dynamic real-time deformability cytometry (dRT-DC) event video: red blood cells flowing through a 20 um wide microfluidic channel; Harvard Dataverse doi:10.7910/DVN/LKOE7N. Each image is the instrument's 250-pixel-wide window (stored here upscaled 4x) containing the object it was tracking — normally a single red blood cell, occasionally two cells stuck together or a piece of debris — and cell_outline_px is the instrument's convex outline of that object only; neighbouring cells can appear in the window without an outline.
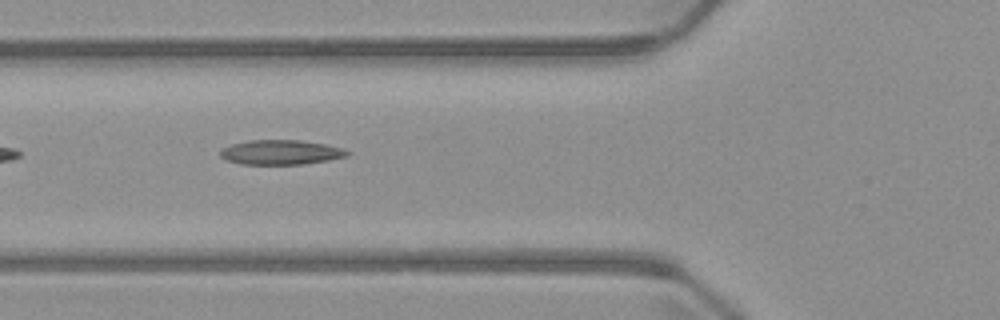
{"species": "common noctule bat (a hibernating species)", "species_latin": "Nyctalus noctula", "temperature_condition": "warm", "stored_images_in_passage": 7, "camera_frame_rate_fps": 3000, "um_per_image_px": 0.085, "animal": {"sex": "male", "body_mass_g": 23.1, "forearm_length_mm": 52.7}, "frame": {"image": 1, "passage_image": 5, "time_ms": 6.0, "image_size_px": [1000, 320], "cell_outline_px": [[352, 152], [348, 156], [328, 160], [304, 164], [240, 164], [228, 160], [220, 156], [220, 152], [224, 148], [232, 144], [248, 140], [300, 140], [324, 144], [340, 148]], "centroid_in_image_um": [23.88, 12.94], "position_along_channel_um": 101.9, "area_um2": 18.09}}
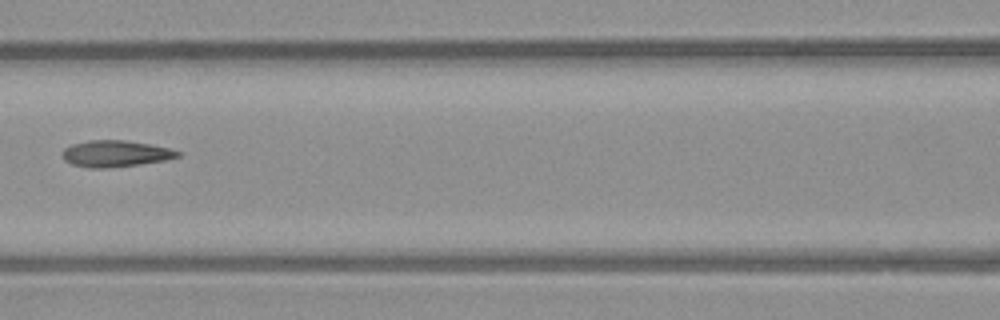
{"frame": {"image": 2, "passage_image": 6, "time_ms": 7.333, "image_size_px": [1000, 320], "cell_outline_px": [[180, 156], [164, 160], [108, 168], [88, 168], [72, 164], [64, 160], [60, 152], [64, 148], [72, 144], [88, 140], [124, 140], [148, 144], [168, 148], [180, 152]], "centroid_in_image_um": [9.73, 13.06], "position_along_channel_um": 156.9, "area_um2": 17.63}}
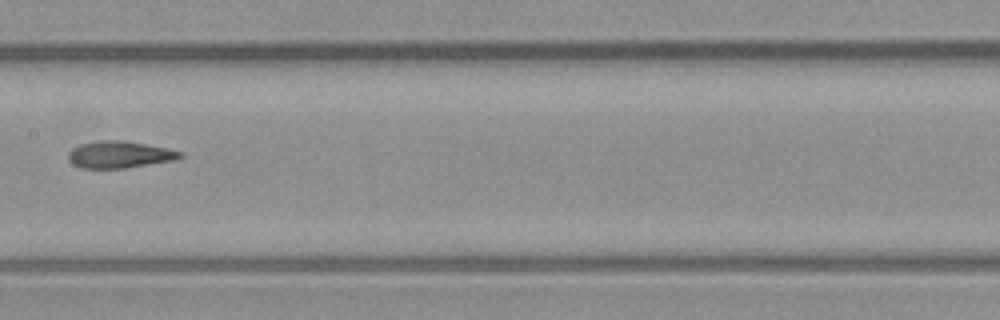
{"frame": {"image": 3, "passage_image": 7, "time_ms": 8.333, "image_size_px": [1000, 320], "cell_outline_px": [[184, 156], [176, 160], [124, 168], [80, 168], [72, 164], [68, 160], [68, 152], [72, 148], [80, 144], [100, 140], [124, 140], [184, 152]], "centroid_in_image_um": [10.14, 13.14], "position_along_channel_um": 197.3, "area_um2": 17.57}}